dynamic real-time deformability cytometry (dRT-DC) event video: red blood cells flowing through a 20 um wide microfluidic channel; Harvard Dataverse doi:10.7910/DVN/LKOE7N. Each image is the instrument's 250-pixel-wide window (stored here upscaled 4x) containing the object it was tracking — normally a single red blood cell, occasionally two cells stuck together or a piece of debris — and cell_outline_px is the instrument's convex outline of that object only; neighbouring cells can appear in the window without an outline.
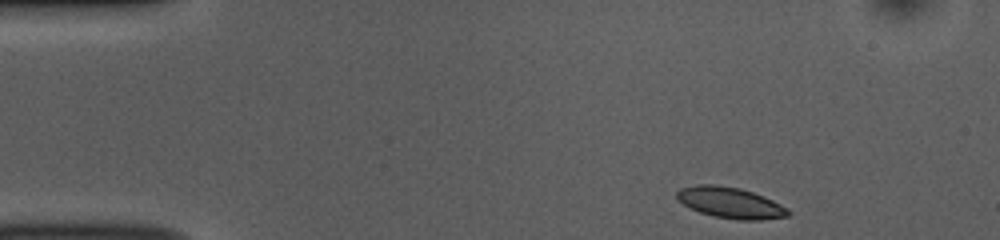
{"species": "common noctule bat (a hibernating species)", "species_latin": "Nyctalus noctula", "temperature_condition": "room temperature", "stored_images_in_passage": 46, "camera_frame_rate_fps": 3000, "um_per_image_px": 0.085, "animal": {"sex": "female", "body_mass_g": 10.0, "forearm_length_mm": 53.1}, "frame": {"image": 1, "passage_image": 1, "time_ms": 0.0, "image_size_px": [1000, 240], "cell_outline_px": [[788, 216], [760, 220], [736, 220], [712, 216], [700, 212], [676, 200], [676, 192], [680, 188], [696, 184], [716, 184], [740, 188], [764, 196], [788, 208]], "centroid_in_image_um": [62.04, 17.22], "position_along_channel_um": 23.0, "area_um2": 20.17}}
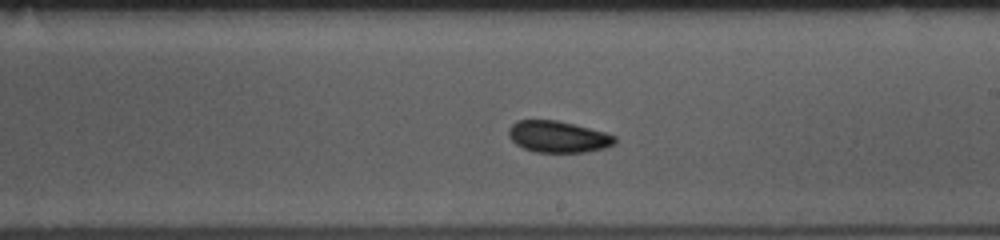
{"frame": {"image": 2, "passage_image": 24, "time_ms": 7.667, "image_size_px": [1000, 240], "cell_outline_px": [[616, 144], [604, 148], [584, 152], [536, 152], [524, 148], [516, 144], [508, 136], [508, 128], [516, 120], [556, 120], [604, 132], [616, 136]], "centroid_in_image_um": [47.42, 11.62], "position_along_channel_um": 241.6, "area_um2": 19.42}}
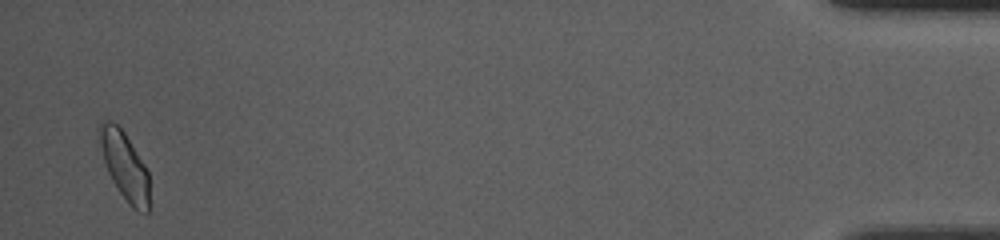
{"frame": {"image": 3, "passage_image": 45, "time_ms": 14.667, "image_size_px": [1000, 240], "cell_outline_px": [[148, 212], [144, 212], [132, 208], [128, 204], [112, 180], [108, 172], [104, 160], [100, 144], [100, 124], [104, 120], [112, 120], [124, 132], [144, 164], [148, 172]], "centroid_in_image_um": [10.59, 14.09], "position_along_channel_um": 424.6, "area_um2": 19.13}, "authors_computed_cell_mechanics": {"area_um2": 19.7098, "velocity_mm_per_s": 3.8071, "shape_relaxation_time_tau1_ms": 2.5639, "shape_relaxation_time_tau2_ms": 3.2902, "deformation_change_tau1": 0.067, "deformation_change_tau2": 0.0658}}